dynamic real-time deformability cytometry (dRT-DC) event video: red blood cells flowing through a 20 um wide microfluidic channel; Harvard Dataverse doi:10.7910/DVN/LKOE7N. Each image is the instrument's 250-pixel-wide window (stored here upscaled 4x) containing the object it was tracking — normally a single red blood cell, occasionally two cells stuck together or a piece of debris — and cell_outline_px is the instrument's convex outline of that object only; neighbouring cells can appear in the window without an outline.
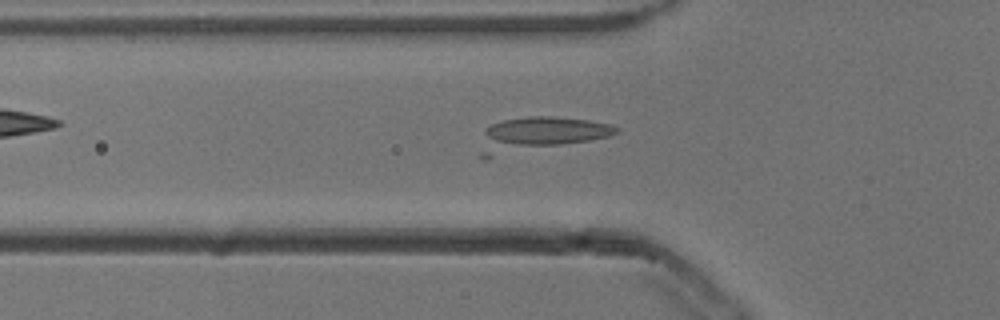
{"species": "common noctule bat (a hibernating species)", "species_latin": "Nyctalus noctula", "temperature_condition": "cold", "stored_images_in_passage": 48, "camera_frame_rate_fps": 3000, "um_per_image_px": 0.085, "animal": {"sex": "male", "body_mass_g": 13.3}, "frame": {"image": 1, "passage_image": 18, "time_ms": 5.667, "image_size_px": [1000, 320], "cell_outline_px": [[620, 132], [608, 136], [488, 160], [484, 160], [480, 156], [480, 152], [484, 128], [492, 124], [504, 120], [528, 116], [552, 116], [588, 120], [612, 124], [620, 128]], "centroid_in_image_um": [45.79, 11.44], "position_along_channel_um": 80.0, "area_um2": 27.51}}
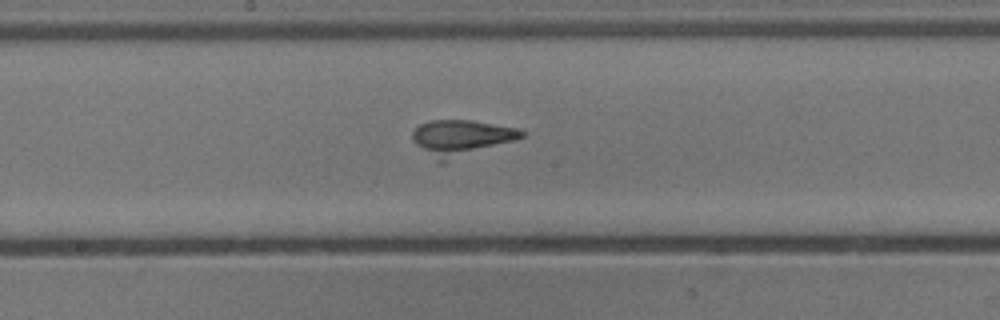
{"frame": {"image": 2, "passage_image": 28, "time_ms": 9.0, "image_size_px": [1000, 320], "cell_outline_px": [[528, 132], [524, 136], [516, 140], [440, 164], [416, 144], [412, 140], [412, 132], [420, 124], [428, 120], [472, 120], [520, 128]], "centroid_in_image_um": [39.24, 11.71], "position_along_channel_um": 209.0, "area_um2": 23.0}}
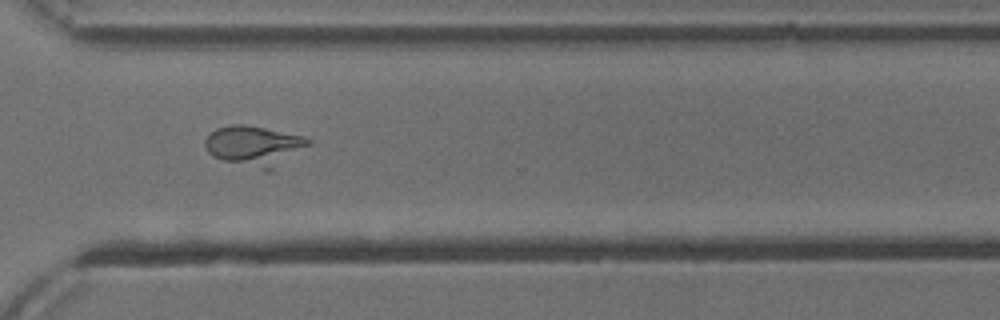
{"frame": {"image": 3, "passage_image": 39, "time_ms": 12.667, "image_size_px": [1000, 320], "cell_outline_px": [[312, 144], [272, 172], [264, 172], [224, 160], [212, 156], [208, 152], [204, 144], [204, 140], [216, 128], [232, 124], [244, 124], [304, 136], [312, 140]], "centroid_in_image_um": [21.67, 12.43], "position_along_channel_um": 348.9, "area_um2": 24.74}}